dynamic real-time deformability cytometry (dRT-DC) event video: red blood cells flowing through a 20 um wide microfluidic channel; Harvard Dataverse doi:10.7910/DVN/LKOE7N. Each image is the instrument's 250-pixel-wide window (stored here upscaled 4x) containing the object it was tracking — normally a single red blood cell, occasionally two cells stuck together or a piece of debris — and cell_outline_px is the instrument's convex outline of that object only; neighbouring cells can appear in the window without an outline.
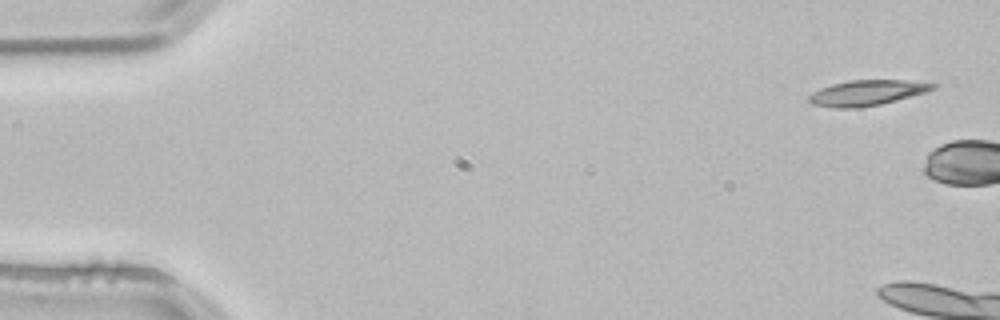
{"species": "common noctule bat (a hibernating species)", "species_latin": "Nyctalus noctula", "temperature_condition": "room temperature", "stored_images_in_passage": 4, "camera_frame_rate_fps": 3000, "um_per_image_px": 0.085, "animal": {"sex": "male", "body_mass_g": 21.5, "forearm_length_mm": 52.0}, "frame": {"image": 1, "passage_image": 1, "time_ms": 0.0, "image_size_px": [1000, 320], "cell_outline_px": [[940, 84], [936, 88], [924, 92], [896, 100], [880, 104], [860, 108], [836, 108], [812, 104], [808, 100], [808, 96], [812, 92], [820, 88], [832, 84], [852, 80], [904, 80]], "centroid_in_image_um": [73.67, 7.89], "position_along_channel_um": 11.3, "area_um2": 18.26}}